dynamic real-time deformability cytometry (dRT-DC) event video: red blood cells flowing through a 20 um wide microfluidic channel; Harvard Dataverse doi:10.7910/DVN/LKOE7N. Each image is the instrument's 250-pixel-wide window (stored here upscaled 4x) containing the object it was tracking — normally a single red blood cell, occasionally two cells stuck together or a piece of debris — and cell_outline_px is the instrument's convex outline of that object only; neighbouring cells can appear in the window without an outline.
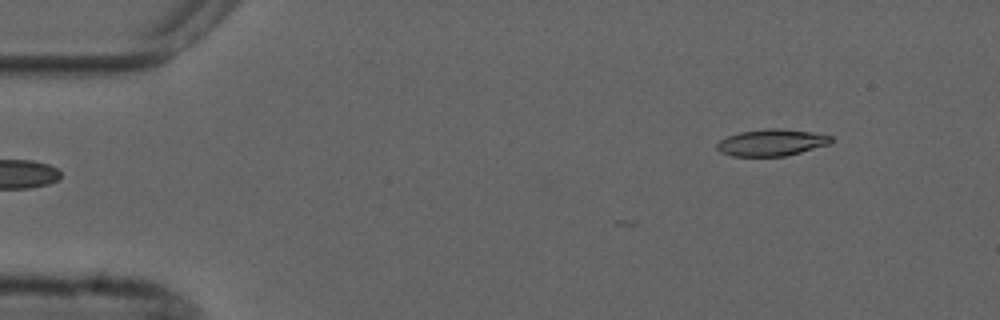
{"species": "common noctule bat (a hibernating species)", "species_latin": "Nyctalus noctula", "temperature_condition": "cold", "stored_images_in_passage": 6, "segment_of_instrument_passage": [2, 2], "camera_frame_rate_fps": 3000, "um_per_image_px": 0.085, "animal": {"sex": "male", "forearm_length_mm": 52.5}, "frame": {"image": 1, "passage_image": 6, "time_ms": 6.0, "image_size_px": [1000, 320], "cell_outline_px": [[832, 140], [828, 144], [800, 152], [784, 156], [732, 156], [720, 152], [716, 148], [716, 144], [720, 140], [728, 136], [740, 132], [764, 128], [780, 128], [812, 132], [832, 136]], "centroid_in_image_um": [65.55, 12.11], "position_along_channel_um": 19.5, "area_um2": 17.69}}